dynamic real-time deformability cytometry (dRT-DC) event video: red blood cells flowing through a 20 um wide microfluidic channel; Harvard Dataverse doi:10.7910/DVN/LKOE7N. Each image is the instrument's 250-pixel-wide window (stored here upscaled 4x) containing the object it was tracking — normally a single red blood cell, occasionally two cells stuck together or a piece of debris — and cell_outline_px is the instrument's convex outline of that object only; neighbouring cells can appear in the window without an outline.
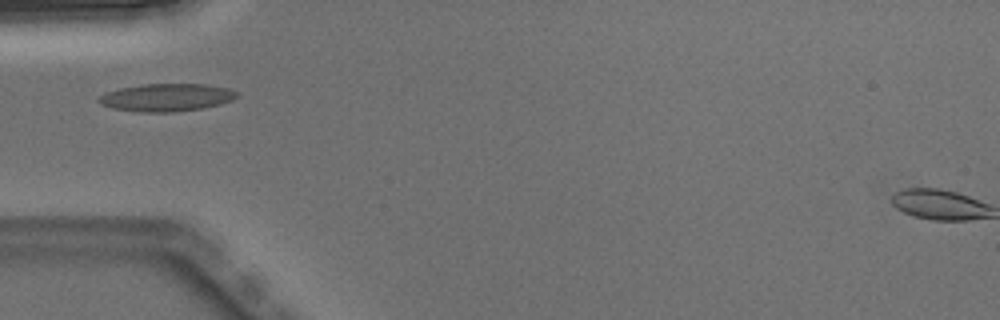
{"species": "Egyptian fruit bat (a non-hibernating species)", "species_latin": "Rousettus aegyptiacus", "temperature_condition": "warm", "stored_images_in_passage": 1, "camera_frame_rate_fps": 3000, "um_per_image_px": 0.085, "animal": {"sex": "male"}, "frame": {"image": 1, "passage_image": 1, "time_ms": 0.0, "image_size_px": [1000, 320], "cell_outline_px": [[240, 96], [232, 100], [220, 104], [200, 108], [172, 112], [136, 112], [112, 108], [100, 104], [96, 100], [104, 92], [120, 88], [144, 84], [208, 84], [228, 88], [240, 92]], "centroid_in_image_um": [14.16, 8.28], "position_along_channel_um": 70.8, "area_um2": 22.48}}